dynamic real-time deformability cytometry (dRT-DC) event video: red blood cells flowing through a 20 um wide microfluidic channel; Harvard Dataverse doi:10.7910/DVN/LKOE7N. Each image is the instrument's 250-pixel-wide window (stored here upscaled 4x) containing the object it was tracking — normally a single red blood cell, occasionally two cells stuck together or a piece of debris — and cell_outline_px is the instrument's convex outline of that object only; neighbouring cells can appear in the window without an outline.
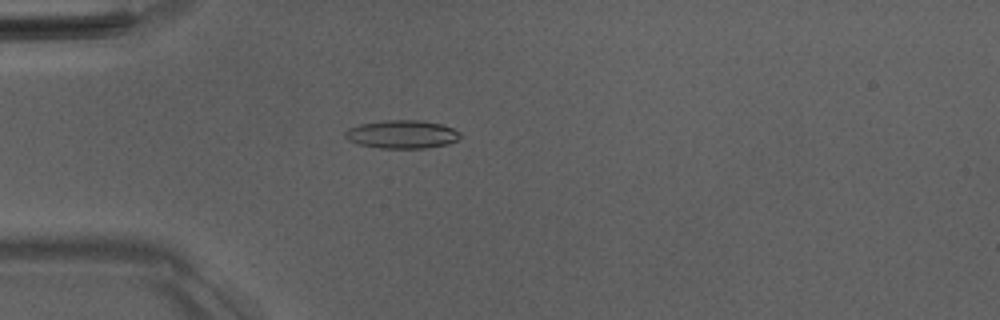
{"species": "Egyptian fruit bat (a non-hibernating species)", "species_latin": "Rousettus aegyptiacus", "temperature_condition": "room temperature", "stored_images_in_passage": 33, "camera_frame_rate_fps": 3000, "um_per_image_px": 0.085, "animal": {"sex": "male"}, "frame": {"image": 1, "passage_image": 1, "time_ms": 0.0, "image_size_px": [1000, 320], "cell_outline_px": [[464, 136], [448, 144], [428, 148], [380, 148], [360, 144], [348, 140], [344, 136], [344, 132], [348, 128], [360, 124], [384, 120], [420, 120], [440, 124], [452, 128], [460, 132]], "centroid_in_image_um": [34.18, 11.41], "position_along_channel_um": 50.8, "area_um2": 19.02}}
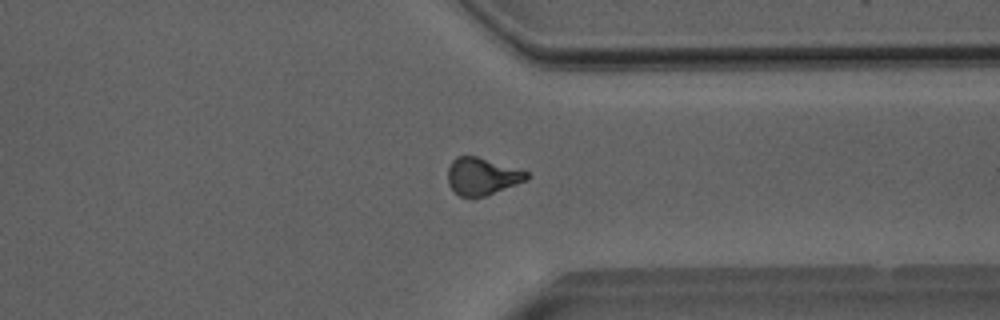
{"frame": {"image": 2, "passage_image": 26, "time_ms": 8.333, "image_size_px": [1000, 320], "cell_outline_px": [[532, 176], [528, 180], [488, 196], [472, 200], [460, 196], [448, 184], [448, 168], [452, 160], [456, 156], [476, 156], [528, 172]], "centroid_in_image_um": [40.99, 15.03], "position_along_channel_um": 370.4, "area_um2": 17.51}}
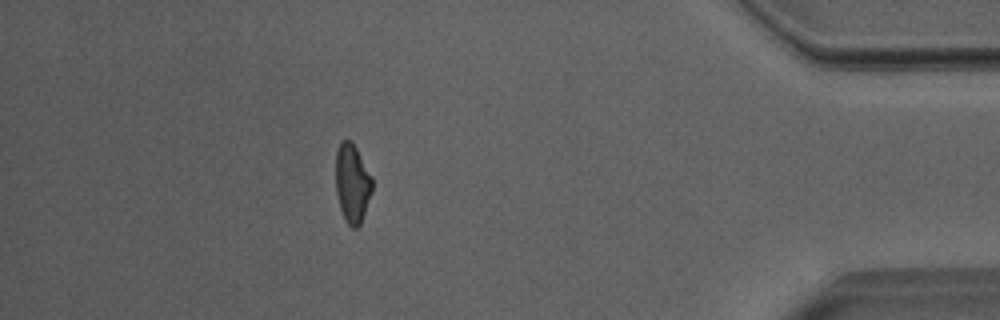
{"frame": {"image": 3, "passage_image": 32, "time_ms": 10.333, "image_size_px": [1000, 320], "cell_outline_px": [[372, 192], [360, 224], [356, 228], [352, 228], [344, 220], [340, 208], [336, 192], [336, 152], [340, 140], [352, 140], [372, 176]], "centroid_in_image_um": [29.94, 15.56], "position_along_channel_um": 405.3, "area_um2": 16.88}}